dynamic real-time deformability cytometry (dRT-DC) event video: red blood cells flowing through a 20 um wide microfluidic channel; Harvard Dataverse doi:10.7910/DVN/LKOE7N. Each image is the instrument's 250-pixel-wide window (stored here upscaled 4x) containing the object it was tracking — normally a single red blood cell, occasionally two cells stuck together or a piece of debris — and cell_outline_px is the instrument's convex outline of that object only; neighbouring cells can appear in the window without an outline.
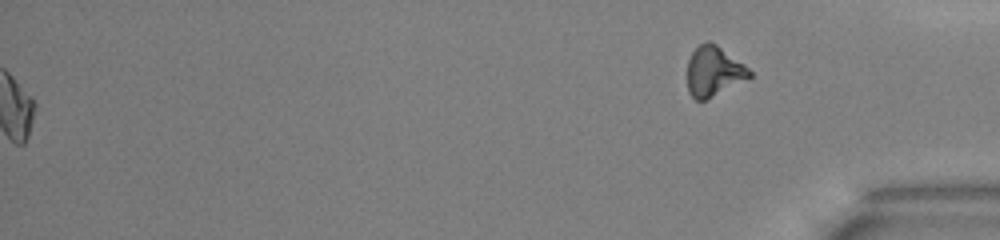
{"species": "common noctule bat (a hibernating species)", "species_latin": "Nyctalus noctula", "temperature_condition": "warm", "stored_images_in_passage": 52, "segment_of_instrument_passage": [2, 2], "camera_frame_rate_fps": 3000, "um_per_image_px": 0.085, "animal": {"sex": "male", "body_mass_g": 13.0, "forearm_length_mm": 53.1}, "frame": {"image": 1, "passage_image": 52, "time_ms": 17.0, "image_size_px": [1000, 240], "cell_outline_px": [[752, 76], [704, 100], [696, 100], [688, 92], [688, 60], [692, 52], [704, 40], [712, 40], [744, 64], [752, 72]], "centroid_in_image_um": [60.65, 6.01], "position_along_channel_um": 374.5, "area_um2": 17.98}}